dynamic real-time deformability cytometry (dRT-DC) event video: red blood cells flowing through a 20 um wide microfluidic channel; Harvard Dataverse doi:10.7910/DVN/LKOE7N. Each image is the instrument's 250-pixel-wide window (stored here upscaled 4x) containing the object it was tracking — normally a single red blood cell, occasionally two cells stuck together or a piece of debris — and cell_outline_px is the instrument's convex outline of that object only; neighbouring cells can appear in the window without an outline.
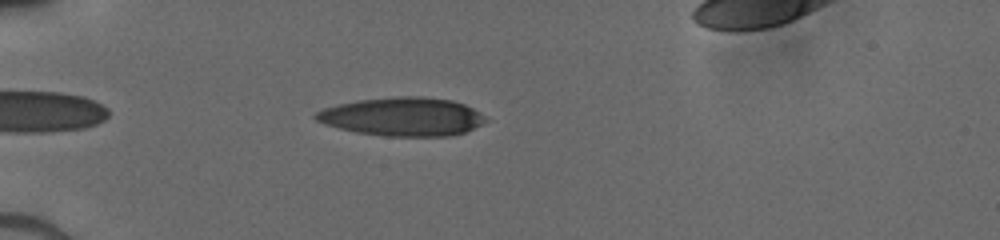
{"species": "human", "species_latin": "Homo sapiens", "temperature_condition": "cold", "stored_images_in_passage": 39, "camera_frame_rate_fps": 3000, "um_per_image_px": 0.085, "donor": {"sex": "male"}, "frame": {"image": 1, "passage_image": 4, "time_ms": 1.0, "image_size_px": [1000, 240], "cell_outline_px": [[492, 120], [464, 132], [448, 136], [384, 136], [356, 132], [324, 124], [316, 120], [312, 116], [316, 112], [324, 108], [340, 104], [360, 100], [392, 96], [424, 96], [452, 100], [464, 104], [480, 112]], "centroid_in_image_um": [34.25, 9.91], "position_along_channel_um": 50.7, "area_um2": 38.32}}
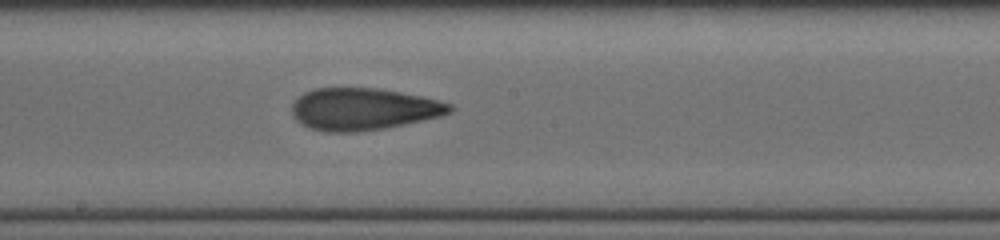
{"frame": {"image": 2, "passage_image": 18, "time_ms": 5.667, "image_size_px": [1000, 240], "cell_outline_px": [[456, 108], [452, 112], [440, 116], [384, 128], [356, 132], [324, 132], [308, 128], [296, 120], [292, 116], [292, 104], [304, 92], [316, 88], [376, 88], [400, 92], [420, 96], [452, 104]], "centroid_in_image_um": [30.86, 9.28], "position_along_channel_um": 217.3, "area_um2": 38.61}}
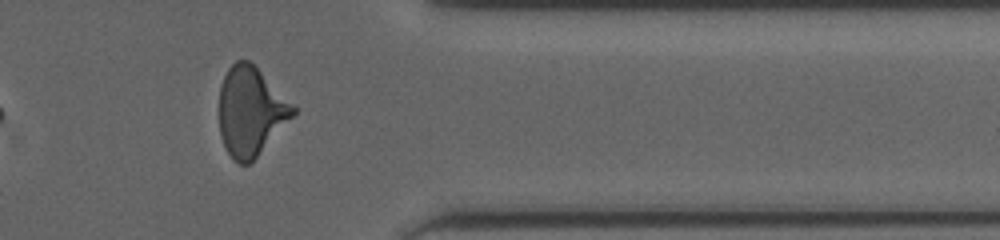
{"frame": {"image": 3, "passage_image": 31, "time_ms": 10.0, "image_size_px": [1000, 240], "cell_outline_px": [[296, 112], [256, 156], [248, 164], [240, 164], [228, 152], [220, 136], [220, 84], [228, 68], [236, 60], [248, 60], [296, 108]], "centroid_in_image_um": [21.27, 9.45], "position_along_channel_um": 390.1, "area_um2": 37.05}}